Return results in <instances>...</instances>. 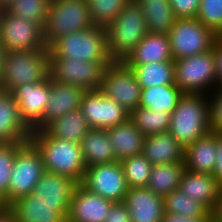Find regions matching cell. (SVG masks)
<instances>
[{
	"instance_id": "obj_1",
	"label": "cell",
	"mask_w": 222,
	"mask_h": 222,
	"mask_svg": "<svg viewBox=\"0 0 222 222\" xmlns=\"http://www.w3.org/2000/svg\"><path fill=\"white\" fill-rule=\"evenodd\" d=\"M29 140L39 150L45 171L82 183L86 166L81 144L48 136L43 130H32Z\"/></svg>"
},
{
	"instance_id": "obj_2",
	"label": "cell",
	"mask_w": 222,
	"mask_h": 222,
	"mask_svg": "<svg viewBox=\"0 0 222 222\" xmlns=\"http://www.w3.org/2000/svg\"><path fill=\"white\" fill-rule=\"evenodd\" d=\"M184 148L210 133L206 94L184 93L171 113L168 131Z\"/></svg>"
},
{
	"instance_id": "obj_3",
	"label": "cell",
	"mask_w": 222,
	"mask_h": 222,
	"mask_svg": "<svg viewBox=\"0 0 222 222\" xmlns=\"http://www.w3.org/2000/svg\"><path fill=\"white\" fill-rule=\"evenodd\" d=\"M106 45L112 61H124L148 33L140 5L131 0L105 28Z\"/></svg>"
},
{
	"instance_id": "obj_4",
	"label": "cell",
	"mask_w": 222,
	"mask_h": 222,
	"mask_svg": "<svg viewBox=\"0 0 222 222\" xmlns=\"http://www.w3.org/2000/svg\"><path fill=\"white\" fill-rule=\"evenodd\" d=\"M49 77V49L7 51L0 74V89L12 92L27 84L41 83Z\"/></svg>"
},
{
	"instance_id": "obj_5",
	"label": "cell",
	"mask_w": 222,
	"mask_h": 222,
	"mask_svg": "<svg viewBox=\"0 0 222 222\" xmlns=\"http://www.w3.org/2000/svg\"><path fill=\"white\" fill-rule=\"evenodd\" d=\"M92 26L87 0H51L44 28L45 46L49 48L57 39Z\"/></svg>"
},
{
	"instance_id": "obj_6",
	"label": "cell",
	"mask_w": 222,
	"mask_h": 222,
	"mask_svg": "<svg viewBox=\"0 0 222 222\" xmlns=\"http://www.w3.org/2000/svg\"><path fill=\"white\" fill-rule=\"evenodd\" d=\"M57 58L82 61H112L106 45L105 29L92 26L57 39L49 48Z\"/></svg>"
},
{
	"instance_id": "obj_7",
	"label": "cell",
	"mask_w": 222,
	"mask_h": 222,
	"mask_svg": "<svg viewBox=\"0 0 222 222\" xmlns=\"http://www.w3.org/2000/svg\"><path fill=\"white\" fill-rule=\"evenodd\" d=\"M44 172L37 147L30 140L21 143L12 167L8 194L2 199L4 205L9 206L18 198L31 194Z\"/></svg>"
},
{
	"instance_id": "obj_8",
	"label": "cell",
	"mask_w": 222,
	"mask_h": 222,
	"mask_svg": "<svg viewBox=\"0 0 222 222\" xmlns=\"http://www.w3.org/2000/svg\"><path fill=\"white\" fill-rule=\"evenodd\" d=\"M174 76L175 84L184 93L208 95L217 87L213 50L174 60Z\"/></svg>"
},
{
	"instance_id": "obj_9",
	"label": "cell",
	"mask_w": 222,
	"mask_h": 222,
	"mask_svg": "<svg viewBox=\"0 0 222 222\" xmlns=\"http://www.w3.org/2000/svg\"><path fill=\"white\" fill-rule=\"evenodd\" d=\"M168 37L173 60L203 54L212 49L217 39L197 18H176Z\"/></svg>"
},
{
	"instance_id": "obj_10",
	"label": "cell",
	"mask_w": 222,
	"mask_h": 222,
	"mask_svg": "<svg viewBox=\"0 0 222 222\" xmlns=\"http://www.w3.org/2000/svg\"><path fill=\"white\" fill-rule=\"evenodd\" d=\"M112 61H82L57 58L49 51V77L59 83L99 90L104 69Z\"/></svg>"
},
{
	"instance_id": "obj_11",
	"label": "cell",
	"mask_w": 222,
	"mask_h": 222,
	"mask_svg": "<svg viewBox=\"0 0 222 222\" xmlns=\"http://www.w3.org/2000/svg\"><path fill=\"white\" fill-rule=\"evenodd\" d=\"M100 90L129 113L139 107L141 86L123 61H112L105 67Z\"/></svg>"
},
{
	"instance_id": "obj_12",
	"label": "cell",
	"mask_w": 222,
	"mask_h": 222,
	"mask_svg": "<svg viewBox=\"0 0 222 222\" xmlns=\"http://www.w3.org/2000/svg\"><path fill=\"white\" fill-rule=\"evenodd\" d=\"M81 184L112 202L124 201L129 189L120 161L87 167Z\"/></svg>"
},
{
	"instance_id": "obj_13",
	"label": "cell",
	"mask_w": 222,
	"mask_h": 222,
	"mask_svg": "<svg viewBox=\"0 0 222 222\" xmlns=\"http://www.w3.org/2000/svg\"><path fill=\"white\" fill-rule=\"evenodd\" d=\"M0 42L7 51L45 49L44 29L29 20H23L5 10L1 27Z\"/></svg>"
},
{
	"instance_id": "obj_14",
	"label": "cell",
	"mask_w": 222,
	"mask_h": 222,
	"mask_svg": "<svg viewBox=\"0 0 222 222\" xmlns=\"http://www.w3.org/2000/svg\"><path fill=\"white\" fill-rule=\"evenodd\" d=\"M80 110L91 129L106 130L127 121L130 116L128 111L100 89L85 91Z\"/></svg>"
},
{
	"instance_id": "obj_15",
	"label": "cell",
	"mask_w": 222,
	"mask_h": 222,
	"mask_svg": "<svg viewBox=\"0 0 222 222\" xmlns=\"http://www.w3.org/2000/svg\"><path fill=\"white\" fill-rule=\"evenodd\" d=\"M18 103L20 116L32 130L42 119L50 96V77L41 83L27 84L12 92Z\"/></svg>"
},
{
	"instance_id": "obj_16",
	"label": "cell",
	"mask_w": 222,
	"mask_h": 222,
	"mask_svg": "<svg viewBox=\"0 0 222 222\" xmlns=\"http://www.w3.org/2000/svg\"><path fill=\"white\" fill-rule=\"evenodd\" d=\"M85 90L50 78V96L43 119L32 130H43L50 122L79 109Z\"/></svg>"
},
{
	"instance_id": "obj_17",
	"label": "cell",
	"mask_w": 222,
	"mask_h": 222,
	"mask_svg": "<svg viewBox=\"0 0 222 222\" xmlns=\"http://www.w3.org/2000/svg\"><path fill=\"white\" fill-rule=\"evenodd\" d=\"M113 203L79 183L71 197L66 222H104Z\"/></svg>"
},
{
	"instance_id": "obj_18",
	"label": "cell",
	"mask_w": 222,
	"mask_h": 222,
	"mask_svg": "<svg viewBox=\"0 0 222 222\" xmlns=\"http://www.w3.org/2000/svg\"><path fill=\"white\" fill-rule=\"evenodd\" d=\"M31 134L32 130L21 118L12 93L0 89V143L27 142Z\"/></svg>"
},
{
	"instance_id": "obj_19",
	"label": "cell",
	"mask_w": 222,
	"mask_h": 222,
	"mask_svg": "<svg viewBox=\"0 0 222 222\" xmlns=\"http://www.w3.org/2000/svg\"><path fill=\"white\" fill-rule=\"evenodd\" d=\"M123 202L131 222H162L164 199L147 187L129 188Z\"/></svg>"
},
{
	"instance_id": "obj_20",
	"label": "cell",
	"mask_w": 222,
	"mask_h": 222,
	"mask_svg": "<svg viewBox=\"0 0 222 222\" xmlns=\"http://www.w3.org/2000/svg\"><path fill=\"white\" fill-rule=\"evenodd\" d=\"M78 184L73 178L45 171L32 194L39 202L57 203L68 214L71 197Z\"/></svg>"
},
{
	"instance_id": "obj_21",
	"label": "cell",
	"mask_w": 222,
	"mask_h": 222,
	"mask_svg": "<svg viewBox=\"0 0 222 222\" xmlns=\"http://www.w3.org/2000/svg\"><path fill=\"white\" fill-rule=\"evenodd\" d=\"M8 207L16 222H66L67 213L57 203L39 202L32 193Z\"/></svg>"
},
{
	"instance_id": "obj_22",
	"label": "cell",
	"mask_w": 222,
	"mask_h": 222,
	"mask_svg": "<svg viewBox=\"0 0 222 222\" xmlns=\"http://www.w3.org/2000/svg\"><path fill=\"white\" fill-rule=\"evenodd\" d=\"M222 186L212 174L184 170L179 190L189 198L202 203L211 213L216 207Z\"/></svg>"
},
{
	"instance_id": "obj_23",
	"label": "cell",
	"mask_w": 222,
	"mask_h": 222,
	"mask_svg": "<svg viewBox=\"0 0 222 222\" xmlns=\"http://www.w3.org/2000/svg\"><path fill=\"white\" fill-rule=\"evenodd\" d=\"M143 156L152 164H172L184 162L185 148L169 133L146 136Z\"/></svg>"
},
{
	"instance_id": "obj_24",
	"label": "cell",
	"mask_w": 222,
	"mask_h": 222,
	"mask_svg": "<svg viewBox=\"0 0 222 222\" xmlns=\"http://www.w3.org/2000/svg\"><path fill=\"white\" fill-rule=\"evenodd\" d=\"M174 61L168 35L148 32L123 61L126 65Z\"/></svg>"
},
{
	"instance_id": "obj_25",
	"label": "cell",
	"mask_w": 222,
	"mask_h": 222,
	"mask_svg": "<svg viewBox=\"0 0 222 222\" xmlns=\"http://www.w3.org/2000/svg\"><path fill=\"white\" fill-rule=\"evenodd\" d=\"M106 131L114 148L116 161L142 154L145 135L130 119Z\"/></svg>"
},
{
	"instance_id": "obj_26",
	"label": "cell",
	"mask_w": 222,
	"mask_h": 222,
	"mask_svg": "<svg viewBox=\"0 0 222 222\" xmlns=\"http://www.w3.org/2000/svg\"><path fill=\"white\" fill-rule=\"evenodd\" d=\"M216 133L199 138L185 148V169L196 172L212 174L216 163Z\"/></svg>"
},
{
	"instance_id": "obj_27",
	"label": "cell",
	"mask_w": 222,
	"mask_h": 222,
	"mask_svg": "<svg viewBox=\"0 0 222 222\" xmlns=\"http://www.w3.org/2000/svg\"><path fill=\"white\" fill-rule=\"evenodd\" d=\"M81 151L86 168L116 161L114 148L103 129H90L82 139Z\"/></svg>"
},
{
	"instance_id": "obj_28",
	"label": "cell",
	"mask_w": 222,
	"mask_h": 222,
	"mask_svg": "<svg viewBox=\"0 0 222 222\" xmlns=\"http://www.w3.org/2000/svg\"><path fill=\"white\" fill-rule=\"evenodd\" d=\"M90 129L91 127L86 122V119L79 108L50 122L43 131L48 136L81 144L82 139Z\"/></svg>"
},
{
	"instance_id": "obj_29",
	"label": "cell",
	"mask_w": 222,
	"mask_h": 222,
	"mask_svg": "<svg viewBox=\"0 0 222 222\" xmlns=\"http://www.w3.org/2000/svg\"><path fill=\"white\" fill-rule=\"evenodd\" d=\"M146 19L148 32L168 35L176 17L169 0H135Z\"/></svg>"
},
{
	"instance_id": "obj_30",
	"label": "cell",
	"mask_w": 222,
	"mask_h": 222,
	"mask_svg": "<svg viewBox=\"0 0 222 222\" xmlns=\"http://www.w3.org/2000/svg\"><path fill=\"white\" fill-rule=\"evenodd\" d=\"M184 92L176 84L141 88L139 106L156 111L172 113Z\"/></svg>"
},
{
	"instance_id": "obj_31",
	"label": "cell",
	"mask_w": 222,
	"mask_h": 222,
	"mask_svg": "<svg viewBox=\"0 0 222 222\" xmlns=\"http://www.w3.org/2000/svg\"><path fill=\"white\" fill-rule=\"evenodd\" d=\"M184 170V162L152 165L147 188L164 197L179 189Z\"/></svg>"
},
{
	"instance_id": "obj_32",
	"label": "cell",
	"mask_w": 222,
	"mask_h": 222,
	"mask_svg": "<svg viewBox=\"0 0 222 222\" xmlns=\"http://www.w3.org/2000/svg\"><path fill=\"white\" fill-rule=\"evenodd\" d=\"M134 72L141 88L175 84L174 61L151 62L143 65H127Z\"/></svg>"
},
{
	"instance_id": "obj_33",
	"label": "cell",
	"mask_w": 222,
	"mask_h": 222,
	"mask_svg": "<svg viewBox=\"0 0 222 222\" xmlns=\"http://www.w3.org/2000/svg\"><path fill=\"white\" fill-rule=\"evenodd\" d=\"M171 114L138 107L130 113L129 119L146 136L169 131Z\"/></svg>"
},
{
	"instance_id": "obj_34",
	"label": "cell",
	"mask_w": 222,
	"mask_h": 222,
	"mask_svg": "<svg viewBox=\"0 0 222 222\" xmlns=\"http://www.w3.org/2000/svg\"><path fill=\"white\" fill-rule=\"evenodd\" d=\"M164 212L184 215L187 217L212 216V213L199 201L189 198L179 189L163 197Z\"/></svg>"
},
{
	"instance_id": "obj_35",
	"label": "cell",
	"mask_w": 222,
	"mask_h": 222,
	"mask_svg": "<svg viewBox=\"0 0 222 222\" xmlns=\"http://www.w3.org/2000/svg\"><path fill=\"white\" fill-rule=\"evenodd\" d=\"M51 0H14L7 6L6 10L35 24H39L43 29L47 22V14Z\"/></svg>"
},
{
	"instance_id": "obj_36",
	"label": "cell",
	"mask_w": 222,
	"mask_h": 222,
	"mask_svg": "<svg viewBox=\"0 0 222 222\" xmlns=\"http://www.w3.org/2000/svg\"><path fill=\"white\" fill-rule=\"evenodd\" d=\"M131 0H87L88 11L94 26L105 28L116 19Z\"/></svg>"
},
{
	"instance_id": "obj_37",
	"label": "cell",
	"mask_w": 222,
	"mask_h": 222,
	"mask_svg": "<svg viewBox=\"0 0 222 222\" xmlns=\"http://www.w3.org/2000/svg\"><path fill=\"white\" fill-rule=\"evenodd\" d=\"M128 188L147 187L152 164L143 154L120 161Z\"/></svg>"
},
{
	"instance_id": "obj_38",
	"label": "cell",
	"mask_w": 222,
	"mask_h": 222,
	"mask_svg": "<svg viewBox=\"0 0 222 222\" xmlns=\"http://www.w3.org/2000/svg\"><path fill=\"white\" fill-rule=\"evenodd\" d=\"M196 18L218 35L222 30V0H201Z\"/></svg>"
},
{
	"instance_id": "obj_39",
	"label": "cell",
	"mask_w": 222,
	"mask_h": 222,
	"mask_svg": "<svg viewBox=\"0 0 222 222\" xmlns=\"http://www.w3.org/2000/svg\"><path fill=\"white\" fill-rule=\"evenodd\" d=\"M21 143H0V198L8 194L10 176L18 146Z\"/></svg>"
},
{
	"instance_id": "obj_40",
	"label": "cell",
	"mask_w": 222,
	"mask_h": 222,
	"mask_svg": "<svg viewBox=\"0 0 222 222\" xmlns=\"http://www.w3.org/2000/svg\"><path fill=\"white\" fill-rule=\"evenodd\" d=\"M210 91L209 99V125L211 133H222V87ZM211 95V96H210Z\"/></svg>"
},
{
	"instance_id": "obj_41",
	"label": "cell",
	"mask_w": 222,
	"mask_h": 222,
	"mask_svg": "<svg viewBox=\"0 0 222 222\" xmlns=\"http://www.w3.org/2000/svg\"><path fill=\"white\" fill-rule=\"evenodd\" d=\"M176 18H196L201 0H169Z\"/></svg>"
},
{
	"instance_id": "obj_42",
	"label": "cell",
	"mask_w": 222,
	"mask_h": 222,
	"mask_svg": "<svg viewBox=\"0 0 222 222\" xmlns=\"http://www.w3.org/2000/svg\"><path fill=\"white\" fill-rule=\"evenodd\" d=\"M104 222H131L130 213L125 203L123 201L114 202Z\"/></svg>"
},
{
	"instance_id": "obj_43",
	"label": "cell",
	"mask_w": 222,
	"mask_h": 222,
	"mask_svg": "<svg viewBox=\"0 0 222 222\" xmlns=\"http://www.w3.org/2000/svg\"><path fill=\"white\" fill-rule=\"evenodd\" d=\"M162 222H213L212 216L187 217L164 212Z\"/></svg>"
},
{
	"instance_id": "obj_44",
	"label": "cell",
	"mask_w": 222,
	"mask_h": 222,
	"mask_svg": "<svg viewBox=\"0 0 222 222\" xmlns=\"http://www.w3.org/2000/svg\"><path fill=\"white\" fill-rule=\"evenodd\" d=\"M216 163L212 172L218 183L222 186V133H216Z\"/></svg>"
},
{
	"instance_id": "obj_45",
	"label": "cell",
	"mask_w": 222,
	"mask_h": 222,
	"mask_svg": "<svg viewBox=\"0 0 222 222\" xmlns=\"http://www.w3.org/2000/svg\"><path fill=\"white\" fill-rule=\"evenodd\" d=\"M212 50L215 59L217 87H222V41L217 38L213 43Z\"/></svg>"
},
{
	"instance_id": "obj_46",
	"label": "cell",
	"mask_w": 222,
	"mask_h": 222,
	"mask_svg": "<svg viewBox=\"0 0 222 222\" xmlns=\"http://www.w3.org/2000/svg\"><path fill=\"white\" fill-rule=\"evenodd\" d=\"M213 222H222V188L215 209L212 212Z\"/></svg>"
},
{
	"instance_id": "obj_47",
	"label": "cell",
	"mask_w": 222,
	"mask_h": 222,
	"mask_svg": "<svg viewBox=\"0 0 222 222\" xmlns=\"http://www.w3.org/2000/svg\"><path fill=\"white\" fill-rule=\"evenodd\" d=\"M0 222H16L11 209L5 206L0 210Z\"/></svg>"
},
{
	"instance_id": "obj_48",
	"label": "cell",
	"mask_w": 222,
	"mask_h": 222,
	"mask_svg": "<svg viewBox=\"0 0 222 222\" xmlns=\"http://www.w3.org/2000/svg\"><path fill=\"white\" fill-rule=\"evenodd\" d=\"M6 54H7V49L0 42V74H1L3 63L5 61Z\"/></svg>"
},
{
	"instance_id": "obj_49",
	"label": "cell",
	"mask_w": 222,
	"mask_h": 222,
	"mask_svg": "<svg viewBox=\"0 0 222 222\" xmlns=\"http://www.w3.org/2000/svg\"><path fill=\"white\" fill-rule=\"evenodd\" d=\"M14 0H0V6L7 8Z\"/></svg>"
},
{
	"instance_id": "obj_50",
	"label": "cell",
	"mask_w": 222,
	"mask_h": 222,
	"mask_svg": "<svg viewBox=\"0 0 222 222\" xmlns=\"http://www.w3.org/2000/svg\"><path fill=\"white\" fill-rule=\"evenodd\" d=\"M5 10H6L5 7L0 6V27Z\"/></svg>"
},
{
	"instance_id": "obj_51",
	"label": "cell",
	"mask_w": 222,
	"mask_h": 222,
	"mask_svg": "<svg viewBox=\"0 0 222 222\" xmlns=\"http://www.w3.org/2000/svg\"><path fill=\"white\" fill-rule=\"evenodd\" d=\"M4 207H5L4 202H3V200L0 198V210H1L2 208H4Z\"/></svg>"
},
{
	"instance_id": "obj_52",
	"label": "cell",
	"mask_w": 222,
	"mask_h": 222,
	"mask_svg": "<svg viewBox=\"0 0 222 222\" xmlns=\"http://www.w3.org/2000/svg\"><path fill=\"white\" fill-rule=\"evenodd\" d=\"M217 38L222 41V30H221V32L217 35Z\"/></svg>"
}]
</instances>
